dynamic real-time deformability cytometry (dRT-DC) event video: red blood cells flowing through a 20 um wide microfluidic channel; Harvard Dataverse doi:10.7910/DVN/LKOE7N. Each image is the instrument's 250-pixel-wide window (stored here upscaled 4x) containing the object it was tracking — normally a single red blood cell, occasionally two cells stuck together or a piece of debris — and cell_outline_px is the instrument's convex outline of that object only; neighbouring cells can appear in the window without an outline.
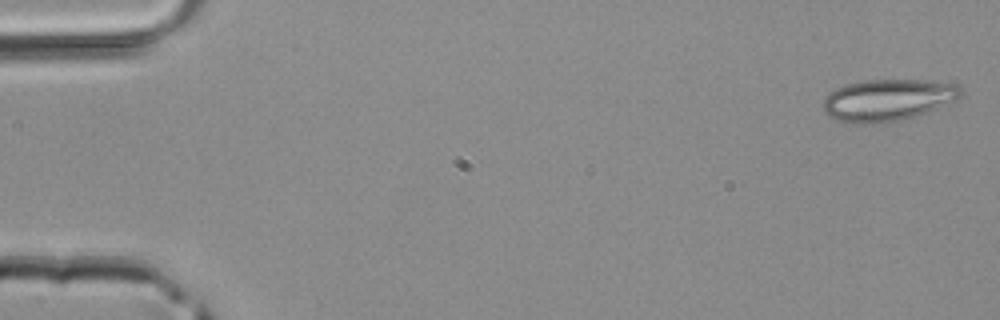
{"species": "common noctule bat (a hibernating species)", "species_latin": "Nyctalus noctula", "temperature_condition": "room temperature", "stored_images_in_passage": 4, "camera_frame_rate_fps": 3000, "um_per_image_px": 0.085, "animal": {"sex": "male", "body_mass_g": 20.4}, "frame": {"image": 1, "passage_image": 1, "time_ms": 0.0, "image_size_px": [1000, 320], "cell_outline_px": [[964, 92], [956, 100], [916, 116], [900, 120], [872, 124], [844, 124], [828, 116], [824, 112], [824, 96], [828, 92], [836, 88], [848, 84], [864, 80], [924, 80], [956, 84]], "centroid_in_image_um": [75.41, 8.51], "position_along_channel_um": 9.6, "area_um2": 33.76}}